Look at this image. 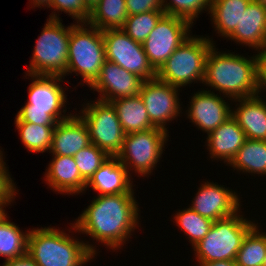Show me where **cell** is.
Listing matches in <instances>:
<instances>
[{
	"mask_svg": "<svg viewBox=\"0 0 266 266\" xmlns=\"http://www.w3.org/2000/svg\"><path fill=\"white\" fill-rule=\"evenodd\" d=\"M7 214L0 220V257L5 260L17 259L27 254L30 229L22 230L9 220Z\"/></svg>",
	"mask_w": 266,
	"mask_h": 266,
	"instance_id": "26",
	"label": "cell"
},
{
	"mask_svg": "<svg viewBox=\"0 0 266 266\" xmlns=\"http://www.w3.org/2000/svg\"><path fill=\"white\" fill-rule=\"evenodd\" d=\"M169 1V2H168ZM212 0H163L165 14L185 19L192 25L198 15L206 11L209 14Z\"/></svg>",
	"mask_w": 266,
	"mask_h": 266,
	"instance_id": "32",
	"label": "cell"
},
{
	"mask_svg": "<svg viewBox=\"0 0 266 266\" xmlns=\"http://www.w3.org/2000/svg\"><path fill=\"white\" fill-rule=\"evenodd\" d=\"M127 18L125 0H101L90 12L87 23L101 31L121 29Z\"/></svg>",
	"mask_w": 266,
	"mask_h": 266,
	"instance_id": "27",
	"label": "cell"
},
{
	"mask_svg": "<svg viewBox=\"0 0 266 266\" xmlns=\"http://www.w3.org/2000/svg\"><path fill=\"white\" fill-rule=\"evenodd\" d=\"M232 117L245 133L246 139L266 141V99L258 94L233 99Z\"/></svg>",
	"mask_w": 266,
	"mask_h": 266,
	"instance_id": "21",
	"label": "cell"
},
{
	"mask_svg": "<svg viewBox=\"0 0 266 266\" xmlns=\"http://www.w3.org/2000/svg\"><path fill=\"white\" fill-rule=\"evenodd\" d=\"M46 168L43 179L50 190L68 196L84 193L87 182L81 177L73 156L52 155Z\"/></svg>",
	"mask_w": 266,
	"mask_h": 266,
	"instance_id": "17",
	"label": "cell"
},
{
	"mask_svg": "<svg viewBox=\"0 0 266 266\" xmlns=\"http://www.w3.org/2000/svg\"><path fill=\"white\" fill-rule=\"evenodd\" d=\"M127 14L136 15L149 11H164L163 0H125Z\"/></svg>",
	"mask_w": 266,
	"mask_h": 266,
	"instance_id": "36",
	"label": "cell"
},
{
	"mask_svg": "<svg viewBox=\"0 0 266 266\" xmlns=\"http://www.w3.org/2000/svg\"><path fill=\"white\" fill-rule=\"evenodd\" d=\"M164 14V11H149L146 13L130 15L121 29L134 41L143 44Z\"/></svg>",
	"mask_w": 266,
	"mask_h": 266,
	"instance_id": "31",
	"label": "cell"
},
{
	"mask_svg": "<svg viewBox=\"0 0 266 266\" xmlns=\"http://www.w3.org/2000/svg\"><path fill=\"white\" fill-rule=\"evenodd\" d=\"M229 166L239 174L266 176V141L246 139Z\"/></svg>",
	"mask_w": 266,
	"mask_h": 266,
	"instance_id": "25",
	"label": "cell"
},
{
	"mask_svg": "<svg viewBox=\"0 0 266 266\" xmlns=\"http://www.w3.org/2000/svg\"><path fill=\"white\" fill-rule=\"evenodd\" d=\"M1 147V146H0ZM4 150L0 149V200H15L18 194L16 182L12 180L9 168L5 162ZM4 155V156H3ZM8 168V169H7Z\"/></svg>",
	"mask_w": 266,
	"mask_h": 266,
	"instance_id": "35",
	"label": "cell"
},
{
	"mask_svg": "<svg viewBox=\"0 0 266 266\" xmlns=\"http://www.w3.org/2000/svg\"><path fill=\"white\" fill-rule=\"evenodd\" d=\"M205 89L194 92L184 114L198 131L200 129L208 135L232 116L231 103L226 101L232 99L211 91V88Z\"/></svg>",
	"mask_w": 266,
	"mask_h": 266,
	"instance_id": "14",
	"label": "cell"
},
{
	"mask_svg": "<svg viewBox=\"0 0 266 266\" xmlns=\"http://www.w3.org/2000/svg\"><path fill=\"white\" fill-rule=\"evenodd\" d=\"M14 202L15 200H0V220L7 215L6 207Z\"/></svg>",
	"mask_w": 266,
	"mask_h": 266,
	"instance_id": "41",
	"label": "cell"
},
{
	"mask_svg": "<svg viewBox=\"0 0 266 266\" xmlns=\"http://www.w3.org/2000/svg\"><path fill=\"white\" fill-rule=\"evenodd\" d=\"M216 46L211 47L206 57L203 86L232 100L256 95L257 54L249 57L229 50L220 52Z\"/></svg>",
	"mask_w": 266,
	"mask_h": 266,
	"instance_id": "3",
	"label": "cell"
},
{
	"mask_svg": "<svg viewBox=\"0 0 266 266\" xmlns=\"http://www.w3.org/2000/svg\"><path fill=\"white\" fill-rule=\"evenodd\" d=\"M137 201L135 193L96 195L73 222L78 235L86 234L113 252L122 249L141 226Z\"/></svg>",
	"mask_w": 266,
	"mask_h": 266,
	"instance_id": "1",
	"label": "cell"
},
{
	"mask_svg": "<svg viewBox=\"0 0 266 266\" xmlns=\"http://www.w3.org/2000/svg\"><path fill=\"white\" fill-rule=\"evenodd\" d=\"M49 8L53 10L49 19L53 20H62L58 14L60 12L69 15L75 23H86L90 17V11L85 6V0H50Z\"/></svg>",
	"mask_w": 266,
	"mask_h": 266,
	"instance_id": "34",
	"label": "cell"
},
{
	"mask_svg": "<svg viewBox=\"0 0 266 266\" xmlns=\"http://www.w3.org/2000/svg\"><path fill=\"white\" fill-rule=\"evenodd\" d=\"M261 226L257 222L244 237L235 259L237 266L263 265L266 257V232H263Z\"/></svg>",
	"mask_w": 266,
	"mask_h": 266,
	"instance_id": "28",
	"label": "cell"
},
{
	"mask_svg": "<svg viewBox=\"0 0 266 266\" xmlns=\"http://www.w3.org/2000/svg\"><path fill=\"white\" fill-rule=\"evenodd\" d=\"M242 213L213 222L207 235L192 247L197 262L235 261L244 237L256 224Z\"/></svg>",
	"mask_w": 266,
	"mask_h": 266,
	"instance_id": "7",
	"label": "cell"
},
{
	"mask_svg": "<svg viewBox=\"0 0 266 266\" xmlns=\"http://www.w3.org/2000/svg\"><path fill=\"white\" fill-rule=\"evenodd\" d=\"M35 42L30 64L25 73L66 77L71 25L62 20L47 19Z\"/></svg>",
	"mask_w": 266,
	"mask_h": 266,
	"instance_id": "8",
	"label": "cell"
},
{
	"mask_svg": "<svg viewBox=\"0 0 266 266\" xmlns=\"http://www.w3.org/2000/svg\"><path fill=\"white\" fill-rule=\"evenodd\" d=\"M168 131L151 128L146 131L125 134L123 146L116 156L131 175L149 177L157 167L169 141ZM132 172V173H131Z\"/></svg>",
	"mask_w": 266,
	"mask_h": 266,
	"instance_id": "9",
	"label": "cell"
},
{
	"mask_svg": "<svg viewBox=\"0 0 266 266\" xmlns=\"http://www.w3.org/2000/svg\"><path fill=\"white\" fill-rule=\"evenodd\" d=\"M14 124L25 149L31 153H48L50 151L55 126L23 122L17 116H15Z\"/></svg>",
	"mask_w": 266,
	"mask_h": 266,
	"instance_id": "29",
	"label": "cell"
},
{
	"mask_svg": "<svg viewBox=\"0 0 266 266\" xmlns=\"http://www.w3.org/2000/svg\"><path fill=\"white\" fill-rule=\"evenodd\" d=\"M102 31L86 23H71L66 76H81L80 85L90 87L99 77L105 61Z\"/></svg>",
	"mask_w": 266,
	"mask_h": 266,
	"instance_id": "5",
	"label": "cell"
},
{
	"mask_svg": "<svg viewBox=\"0 0 266 266\" xmlns=\"http://www.w3.org/2000/svg\"><path fill=\"white\" fill-rule=\"evenodd\" d=\"M262 266H266V257H265V259L263 261V265Z\"/></svg>",
	"mask_w": 266,
	"mask_h": 266,
	"instance_id": "44",
	"label": "cell"
},
{
	"mask_svg": "<svg viewBox=\"0 0 266 266\" xmlns=\"http://www.w3.org/2000/svg\"><path fill=\"white\" fill-rule=\"evenodd\" d=\"M209 37L191 35L157 71V78L179 88L203 83L206 57L216 44Z\"/></svg>",
	"mask_w": 266,
	"mask_h": 266,
	"instance_id": "6",
	"label": "cell"
},
{
	"mask_svg": "<svg viewBox=\"0 0 266 266\" xmlns=\"http://www.w3.org/2000/svg\"><path fill=\"white\" fill-rule=\"evenodd\" d=\"M248 46L256 53L266 48V10L253 0L247 6L236 29L226 38Z\"/></svg>",
	"mask_w": 266,
	"mask_h": 266,
	"instance_id": "19",
	"label": "cell"
},
{
	"mask_svg": "<svg viewBox=\"0 0 266 266\" xmlns=\"http://www.w3.org/2000/svg\"><path fill=\"white\" fill-rule=\"evenodd\" d=\"M180 88L163 82L158 78L143 81L139 92L150 122L157 128L168 131L169 122L182 116Z\"/></svg>",
	"mask_w": 266,
	"mask_h": 266,
	"instance_id": "13",
	"label": "cell"
},
{
	"mask_svg": "<svg viewBox=\"0 0 266 266\" xmlns=\"http://www.w3.org/2000/svg\"><path fill=\"white\" fill-rule=\"evenodd\" d=\"M197 189L189 207L205 218L212 221L221 220L242 210L239 193L227 186L207 180Z\"/></svg>",
	"mask_w": 266,
	"mask_h": 266,
	"instance_id": "15",
	"label": "cell"
},
{
	"mask_svg": "<svg viewBox=\"0 0 266 266\" xmlns=\"http://www.w3.org/2000/svg\"><path fill=\"white\" fill-rule=\"evenodd\" d=\"M198 266H237L234 260H223L213 262H197Z\"/></svg>",
	"mask_w": 266,
	"mask_h": 266,
	"instance_id": "39",
	"label": "cell"
},
{
	"mask_svg": "<svg viewBox=\"0 0 266 266\" xmlns=\"http://www.w3.org/2000/svg\"><path fill=\"white\" fill-rule=\"evenodd\" d=\"M143 81L138 75L105 60L99 77L89 88L99 93L96 99L111 102L115 99L139 95Z\"/></svg>",
	"mask_w": 266,
	"mask_h": 266,
	"instance_id": "16",
	"label": "cell"
},
{
	"mask_svg": "<svg viewBox=\"0 0 266 266\" xmlns=\"http://www.w3.org/2000/svg\"><path fill=\"white\" fill-rule=\"evenodd\" d=\"M77 168L81 177L88 182L100 166L109 158V156L95 144H90L81 149L74 156Z\"/></svg>",
	"mask_w": 266,
	"mask_h": 266,
	"instance_id": "33",
	"label": "cell"
},
{
	"mask_svg": "<svg viewBox=\"0 0 266 266\" xmlns=\"http://www.w3.org/2000/svg\"><path fill=\"white\" fill-rule=\"evenodd\" d=\"M192 25L185 19L164 14L143 42L150 64L158 71L174 51L192 33Z\"/></svg>",
	"mask_w": 266,
	"mask_h": 266,
	"instance_id": "11",
	"label": "cell"
},
{
	"mask_svg": "<svg viewBox=\"0 0 266 266\" xmlns=\"http://www.w3.org/2000/svg\"><path fill=\"white\" fill-rule=\"evenodd\" d=\"M1 266H38L36 262L28 255L4 261Z\"/></svg>",
	"mask_w": 266,
	"mask_h": 266,
	"instance_id": "38",
	"label": "cell"
},
{
	"mask_svg": "<svg viewBox=\"0 0 266 266\" xmlns=\"http://www.w3.org/2000/svg\"><path fill=\"white\" fill-rule=\"evenodd\" d=\"M105 59L134 73L144 81L157 78V71L150 64L143 44L134 41L122 29L102 31Z\"/></svg>",
	"mask_w": 266,
	"mask_h": 266,
	"instance_id": "12",
	"label": "cell"
},
{
	"mask_svg": "<svg viewBox=\"0 0 266 266\" xmlns=\"http://www.w3.org/2000/svg\"><path fill=\"white\" fill-rule=\"evenodd\" d=\"M77 112L55 126L49 151L51 155L74 156L91 144L89 129Z\"/></svg>",
	"mask_w": 266,
	"mask_h": 266,
	"instance_id": "20",
	"label": "cell"
},
{
	"mask_svg": "<svg viewBox=\"0 0 266 266\" xmlns=\"http://www.w3.org/2000/svg\"><path fill=\"white\" fill-rule=\"evenodd\" d=\"M245 140L244 131L231 116L206 136L204 146L212 161H223L228 166Z\"/></svg>",
	"mask_w": 266,
	"mask_h": 266,
	"instance_id": "18",
	"label": "cell"
},
{
	"mask_svg": "<svg viewBox=\"0 0 266 266\" xmlns=\"http://www.w3.org/2000/svg\"><path fill=\"white\" fill-rule=\"evenodd\" d=\"M69 225L68 233L52 226L30 229L27 254L38 266H85L93 262L99 253L98 243L94 246L72 236L77 229L73 222Z\"/></svg>",
	"mask_w": 266,
	"mask_h": 266,
	"instance_id": "2",
	"label": "cell"
},
{
	"mask_svg": "<svg viewBox=\"0 0 266 266\" xmlns=\"http://www.w3.org/2000/svg\"><path fill=\"white\" fill-rule=\"evenodd\" d=\"M100 1L101 0H85V6L91 12Z\"/></svg>",
	"mask_w": 266,
	"mask_h": 266,
	"instance_id": "42",
	"label": "cell"
},
{
	"mask_svg": "<svg viewBox=\"0 0 266 266\" xmlns=\"http://www.w3.org/2000/svg\"><path fill=\"white\" fill-rule=\"evenodd\" d=\"M83 104L78 115L89 129L90 142L109 157H116L122 149L125 133L115 108L110 102L98 99Z\"/></svg>",
	"mask_w": 266,
	"mask_h": 266,
	"instance_id": "10",
	"label": "cell"
},
{
	"mask_svg": "<svg viewBox=\"0 0 266 266\" xmlns=\"http://www.w3.org/2000/svg\"><path fill=\"white\" fill-rule=\"evenodd\" d=\"M252 0H212L209 17L214 31L226 39L235 29Z\"/></svg>",
	"mask_w": 266,
	"mask_h": 266,
	"instance_id": "23",
	"label": "cell"
},
{
	"mask_svg": "<svg viewBox=\"0 0 266 266\" xmlns=\"http://www.w3.org/2000/svg\"><path fill=\"white\" fill-rule=\"evenodd\" d=\"M253 1L262 6L266 10V0H253Z\"/></svg>",
	"mask_w": 266,
	"mask_h": 266,
	"instance_id": "43",
	"label": "cell"
},
{
	"mask_svg": "<svg viewBox=\"0 0 266 266\" xmlns=\"http://www.w3.org/2000/svg\"><path fill=\"white\" fill-rule=\"evenodd\" d=\"M172 216L173 222L184 232L192 247L207 235L214 222L201 216L190 207L178 209Z\"/></svg>",
	"mask_w": 266,
	"mask_h": 266,
	"instance_id": "30",
	"label": "cell"
},
{
	"mask_svg": "<svg viewBox=\"0 0 266 266\" xmlns=\"http://www.w3.org/2000/svg\"><path fill=\"white\" fill-rule=\"evenodd\" d=\"M25 75L24 77L27 79L28 76L32 82L28 87V100L16 115L21 121L56 126L58 122L66 120L74 114L67 112L68 99L65 92L69 88H63L60 84V82H65L63 76L28 73Z\"/></svg>",
	"mask_w": 266,
	"mask_h": 266,
	"instance_id": "4",
	"label": "cell"
},
{
	"mask_svg": "<svg viewBox=\"0 0 266 266\" xmlns=\"http://www.w3.org/2000/svg\"><path fill=\"white\" fill-rule=\"evenodd\" d=\"M257 94L265 98L266 92V48L257 53ZM262 93H265L262 95Z\"/></svg>",
	"mask_w": 266,
	"mask_h": 266,
	"instance_id": "37",
	"label": "cell"
},
{
	"mask_svg": "<svg viewBox=\"0 0 266 266\" xmlns=\"http://www.w3.org/2000/svg\"><path fill=\"white\" fill-rule=\"evenodd\" d=\"M132 176L117 157H109L87 182L84 193L89 187L98 195L135 193Z\"/></svg>",
	"mask_w": 266,
	"mask_h": 266,
	"instance_id": "22",
	"label": "cell"
},
{
	"mask_svg": "<svg viewBox=\"0 0 266 266\" xmlns=\"http://www.w3.org/2000/svg\"><path fill=\"white\" fill-rule=\"evenodd\" d=\"M29 7L30 8H44L45 9V7H47V8H49V6H50V0H29Z\"/></svg>",
	"mask_w": 266,
	"mask_h": 266,
	"instance_id": "40",
	"label": "cell"
},
{
	"mask_svg": "<svg viewBox=\"0 0 266 266\" xmlns=\"http://www.w3.org/2000/svg\"><path fill=\"white\" fill-rule=\"evenodd\" d=\"M110 103L115 108L125 134L156 128L150 122L147 109L140 95L115 99Z\"/></svg>",
	"mask_w": 266,
	"mask_h": 266,
	"instance_id": "24",
	"label": "cell"
}]
</instances>
